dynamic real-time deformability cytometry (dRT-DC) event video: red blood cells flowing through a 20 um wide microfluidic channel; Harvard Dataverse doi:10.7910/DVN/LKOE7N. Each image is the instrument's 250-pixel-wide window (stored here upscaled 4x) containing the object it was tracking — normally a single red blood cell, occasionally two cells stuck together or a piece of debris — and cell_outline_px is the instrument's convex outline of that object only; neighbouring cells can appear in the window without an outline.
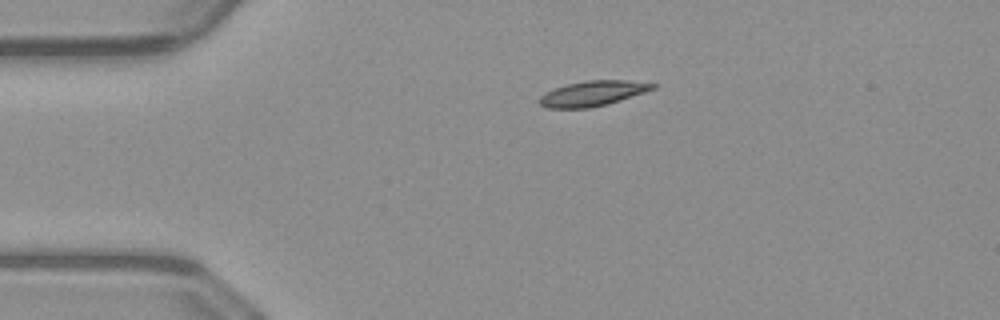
{"species": "common noctule bat (a hibernating species)", "species_latin": "Nyctalus noctula", "temperature_condition": "warm", "stored_images_in_passage": 41, "camera_frame_rate_fps": 3000, "um_per_image_px": 0.085, "animal": {"sex": "male", "body_mass_g": 23.1, "forearm_length_mm": 52.7}, "frame": {"image": 1, "passage_image": 1, "time_ms": 0.0, "image_size_px": [1000, 320], "cell_outline_px": [[656, 88], [608, 104], [588, 108], [548, 108], [540, 104], [536, 100], [544, 92], [568, 84], [584, 80], [628, 80], [656, 84]], "centroid_in_image_um": [50.34, 7.94], "position_along_channel_um": 34.7, "area_um2": 16.59}}
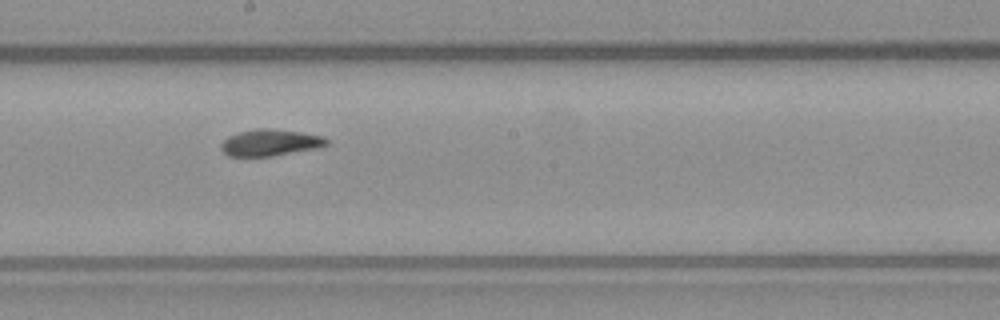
{"frame": {"image": 2, "passage_image": 18, "time_ms": 5.667, "image_size_px": [1000, 320], "cell_outline_px": [[328, 144], [316, 148], [272, 156], [228, 156], [220, 148], [220, 144], [228, 136], [240, 132], [256, 128], [268, 128], [300, 132], [324, 136], [328, 140]], "centroid_in_image_um": [22.95, 12.12], "position_along_channel_um": 225.3, "area_um2": 16.24}}
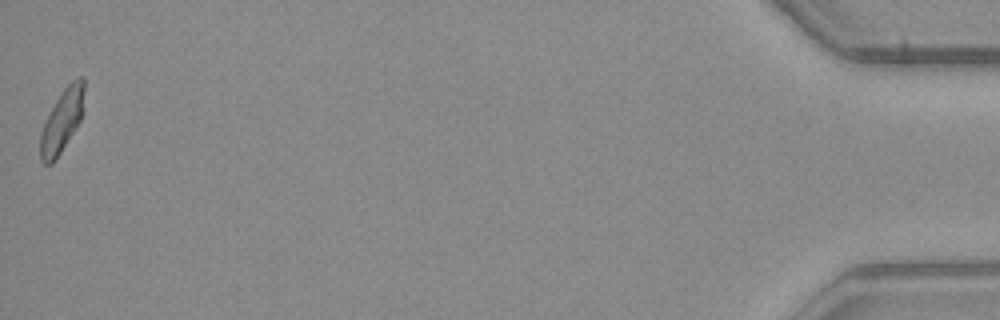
{"frame": {"image": 3, "passage_image": 41, "time_ms": 13.333, "image_size_px": [1000, 320], "cell_outline_px": [[84, 112], [80, 120], [60, 152], [52, 164], [44, 164], [40, 160], [40, 132], [60, 92], [72, 80], [80, 76], [84, 76]], "centroid_in_image_um": [5.29, 10.22], "position_along_channel_um": 429.9, "area_um2": 15.95}, "authors_computed_cell_mechanics": {"area_um2": 16.473, "velocity_mm_per_s": 4.0491, "shape_relaxation_time_tau1_ms": 5.7753, "shape_relaxation_time_tau2_ms": 1.6662, "deformation_change_tau1": 0.1606, "deformation_change_tau2": 0.0646}}